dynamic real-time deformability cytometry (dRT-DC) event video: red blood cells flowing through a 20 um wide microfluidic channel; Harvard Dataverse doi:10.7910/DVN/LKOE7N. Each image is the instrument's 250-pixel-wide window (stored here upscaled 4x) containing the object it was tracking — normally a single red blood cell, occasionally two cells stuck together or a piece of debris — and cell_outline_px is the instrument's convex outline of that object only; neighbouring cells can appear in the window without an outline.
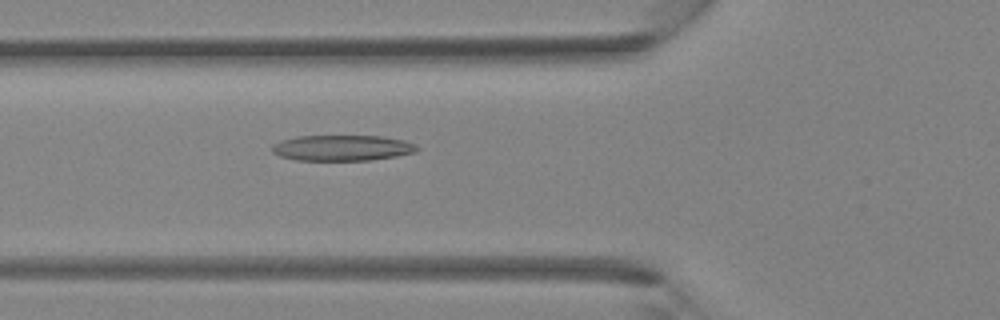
{"species": "Egyptian fruit bat (a non-hibernating species)", "species_latin": "Rousettus aegyptiacus", "temperature_condition": "room temperature", "stored_images_in_passage": 40, "camera_frame_rate_fps": 3000, "um_per_image_px": 0.085, "animal": {"sex": "female"}, "frame": {"image": 1, "passage_image": 15, "time_ms": 4.667, "image_size_px": [1000, 320], "cell_outline_px": [[420, 148], [416, 152], [396, 156], [372, 160], [296, 160], [280, 156], [272, 152], [272, 144], [280, 140], [296, 136], [380, 136], [404, 140], [416, 144]], "centroid_in_image_um": [29.09, 12.57], "position_along_channel_um": 96.7, "area_um2": 21.85}}
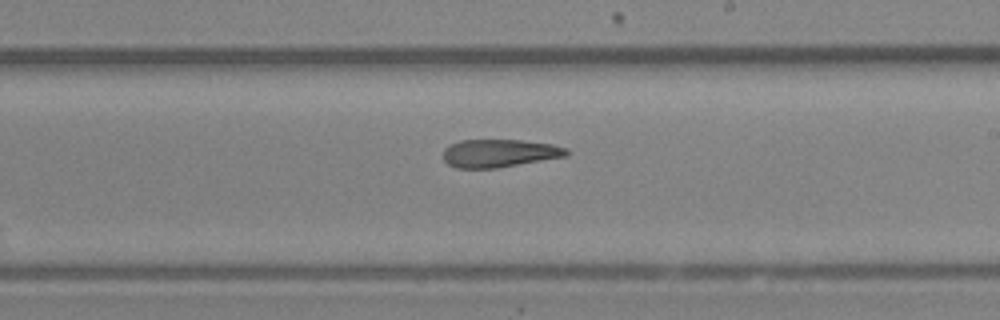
{"frame": {"image": 2, "passage_image": 24, "time_ms": 7.667, "image_size_px": [1000, 320], "cell_outline_px": [[568, 156], [496, 168], [456, 168], [448, 164], [444, 160], [444, 148], [460, 140], [520, 140], [552, 144], [568, 148]], "centroid_in_image_um": [42.46, 13.02], "position_along_channel_um": 246.5, "area_um2": 20.06}}
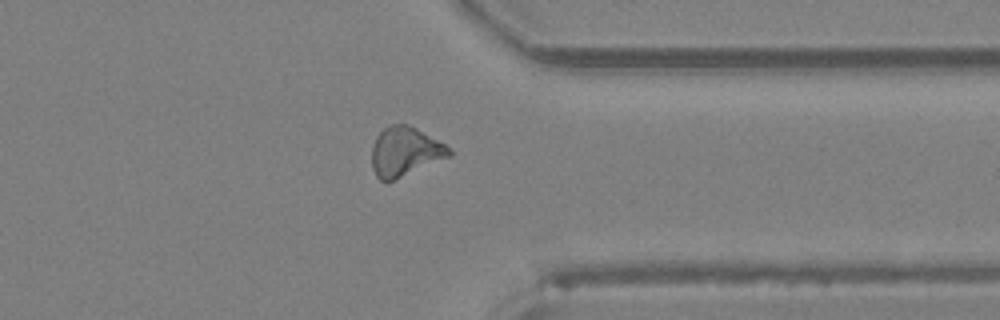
{"frame": {"image": 3, "passage_image": 32, "time_ms": 10.333, "image_size_px": [1000, 320], "cell_outline_px": [[452, 156], [392, 180], [380, 180], [376, 176], [372, 168], [372, 144], [376, 136], [384, 128], [392, 124], [404, 124], [416, 128], [444, 144], [452, 152]], "centroid_in_image_um": [34.4, 12.88], "position_along_channel_um": 377.0, "area_um2": 21.85}}